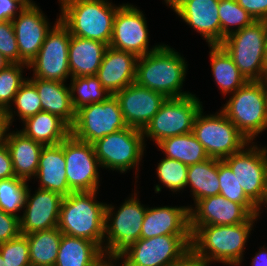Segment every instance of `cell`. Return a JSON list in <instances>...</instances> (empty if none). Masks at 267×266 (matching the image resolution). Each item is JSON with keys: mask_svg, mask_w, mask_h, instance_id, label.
I'll list each match as a JSON object with an SVG mask.
<instances>
[{"mask_svg": "<svg viewBox=\"0 0 267 266\" xmlns=\"http://www.w3.org/2000/svg\"><path fill=\"white\" fill-rule=\"evenodd\" d=\"M257 218V215H253L246 222L227 226H190L191 248L209 263L239 266Z\"/></svg>", "mask_w": 267, "mask_h": 266, "instance_id": "cell-1", "label": "cell"}, {"mask_svg": "<svg viewBox=\"0 0 267 266\" xmlns=\"http://www.w3.org/2000/svg\"><path fill=\"white\" fill-rule=\"evenodd\" d=\"M186 63L179 52L162 44L155 51L138 57L135 82L166 98L189 96L192 93L182 90L188 68Z\"/></svg>", "mask_w": 267, "mask_h": 266, "instance_id": "cell-2", "label": "cell"}, {"mask_svg": "<svg viewBox=\"0 0 267 266\" xmlns=\"http://www.w3.org/2000/svg\"><path fill=\"white\" fill-rule=\"evenodd\" d=\"M97 191L72 192L60 207L58 229L62 234L95 242L104 253L106 203L96 201Z\"/></svg>", "mask_w": 267, "mask_h": 266, "instance_id": "cell-3", "label": "cell"}, {"mask_svg": "<svg viewBox=\"0 0 267 266\" xmlns=\"http://www.w3.org/2000/svg\"><path fill=\"white\" fill-rule=\"evenodd\" d=\"M58 1L61 4L59 20L71 35L109 45L114 17L121 5H113L108 0Z\"/></svg>", "mask_w": 267, "mask_h": 266, "instance_id": "cell-4", "label": "cell"}, {"mask_svg": "<svg viewBox=\"0 0 267 266\" xmlns=\"http://www.w3.org/2000/svg\"><path fill=\"white\" fill-rule=\"evenodd\" d=\"M118 208L115 211L111 204L105 207L104 255L111 266L141 238L147 209L141 205L136 192Z\"/></svg>", "mask_w": 267, "mask_h": 266, "instance_id": "cell-5", "label": "cell"}, {"mask_svg": "<svg viewBox=\"0 0 267 266\" xmlns=\"http://www.w3.org/2000/svg\"><path fill=\"white\" fill-rule=\"evenodd\" d=\"M227 100L222 112L251 143L267 129V93L262 81H247Z\"/></svg>", "mask_w": 267, "mask_h": 266, "instance_id": "cell-6", "label": "cell"}, {"mask_svg": "<svg viewBox=\"0 0 267 266\" xmlns=\"http://www.w3.org/2000/svg\"><path fill=\"white\" fill-rule=\"evenodd\" d=\"M267 21H254L234 32L220 44L233 58L240 73L247 81H262Z\"/></svg>", "mask_w": 267, "mask_h": 266, "instance_id": "cell-7", "label": "cell"}, {"mask_svg": "<svg viewBox=\"0 0 267 266\" xmlns=\"http://www.w3.org/2000/svg\"><path fill=\"white\" fill-rule=\"evenodd\" d=\"M203 110L195 116L192 133L210 158L223 160L250 143L221 110L205 116Z\"/></svg>", "mask_w": 267, "mask_h": 266, "instance_id": "cell-8", "label": "cell"}, {"mask_svg": "<svg viewBox=\"0 0 267 266\" xmlns=\"http://www.w3.org/2000/svg\"><path fill=\"white\" fill-rule=\"evenodd\" d=\"M101 167L126 173L129 169L139 170L144 155L145 140L142 130L133 127L118 130L93 143Z\"/></svg>", "mask_w": 267, "mask_h": 266, "instance_id": "cell-9", "label": "cell"}, {"mask_svg": "<svg viewBox=\"0 0 267 266\" xmlns=\"http://www.w3.org/2000/svg\"><path fill=\"white\" fill-rule=\"evenodd\" d=\"M127 127L118 99L115 95H110L101 103L85 105L75 111L71 135L93 144L106 135Z\"/></svg>", "mask_w": 267, "mask_h": 266, "instance_id": "cell-10", "label": "cell"}, {"mask_svg": "<svg viewBox=\"0 0 267 266\" xmlns=\"http://www.w3.org/2000/svg\"><path fill=\"white\" fill-rule=\"evenodd\" d=\"M194 94L181 98H167L157 114L142 130L143 137L152 138L155 144L161 140L192 132L196 114L203 107Z\"/></svg>", "mask_w": 267, "mask_h": 266, "instance_id": "cell-11", "label": "cell"}, {"mask_svg": "<svg viewBox=\"0 0 267 266\" xmlns=\"http://www.w3.org/2000/svg\"><path fill=\"white\" fill-rule=\"evenodd\" d=\"M55 22L28 68H33L34 78L66 82V79L71 77L69 68L71 34L59 18Z\"/></svg>", "mask_w": 267, "mask_h": 266, "instance_id": "cell-12", "label": "cell"}, {"mask_svg": "<svg viewBox=\"0 0 267 266\" xmlns=\"http://www.w3.org/2000/svg\"><path fill=\"white\" fill-rule=\"evenodd\" d=\"M253 143L223 161L236 176L245 195L259 207L267 191V149Z\"/></svg>", "mask_w": 267, "mask_h": 266, "instance_id": "cell-13", "label": "cell"}, {"mask_svg": "<svg viewBox=\"0 0 267 266\" xmlns=\"http://www.w3.org/2000/svg\"><path fill=\"white\" fill-rule=\"evenodd\" d=\"M190 248L191 235L140 238L119 258L123 259L120 266H170Z\"/></svg>", "mask_w": 267, "mask_h": 266, "instance_id": "cell-14", "label": "cell"}, {"mask_svg": "<svg viewBox=\"0 0 267 266\" xmlns=\"http://www.w3.org/2000/svg\"><path fill=\"white\" fill-rule=\"evenodd\" d=\"M66 161L67 183L72 192L98 190L101 165L96 157L93 144L80 141L71 134L63 140Z\"/></svg>", "mask_w": 267, "mask_h": 266, "instance_id": "cell-15", "label": "cell"}, {"mask_svg": "<svg viewBox=\"0 0 267 266\" xmlns=\"http://www.w3.org/2000/svg\"><path fill=\"white\" fill-rule=\"evenodd\" d=\"M137 8L128 3L122 4L118 8L114 17L109 46L117 50L132 52L140 57L155 51L162 44L149 49L147 20Z\"/></svg>", "mask_w": 267, "mask_h": 266, "instance_id": "cell-16", "label": "cell"}, {"mask_svg": "<svg viewBox=\"0 0 267 266\" xmlns=\"http://www.w3.org/2000/svg\"><path fill=\"white\" fill-rule=\"evenodd\" d=\"M165 4L200 33L208 45L221 44L219 0H168Z\"/></svg>", "mask_w": 267, "mask_h": 266, "instance_id": "cell-17", "label": "cell"}, {"mask_svg": "<svg viewBox=\"0 0 267 266\" xmlns=\"http://www.w3.org/2000/svg\"><path fill=\"white\" fill-rule=\"evenodd\" d=\"M29 189L31 188L28 186L23 207L25 210L19 218L20 235L58 227L64 197L59 193L39 188L31 196Z\"/></svg>", "mask_w": 267, "mask_h": 266, "instance_id": "cell-18", "label": "cell"}, {"mask_svg": "<svg viewBox=\"0 0 267 266\" xmlns=\"http://www.w3.org/2000/svg\"><path fill=\"white\" fill-rule=\"evenodd\" d=\"M123 119L128 127L143 130L157 114L166 97L136 82L117 92Z\"/></svg>", "mask_w": 267, "mask_h": 266, "instance_id": "cell-19", "label": "cell"}, {"mask_svg": "<svg viewBox=\"0 0 267 266\" xmlns=\"http://www.w3.org/2000/svg\"><path fill=\"white\" fill-rule=\"evenodd\" d=\"M47 20L37 5L23 8L12 20L19 50V64L29 65L37 56L52 27Z\"/></svg>", "mask_w": 267, "mask_h": 266, "instance_id": "cell-20", "label": "cell"}, {"mask_svg": "<svg viewBox=\"0 0 267 266\" xmlns=\"http://www.w3.org/2000/svg\"><path fill=\"white\" fill-rule=\"evenodd\" d=\"M190 226L235 225L248 221L253 215L241 204L221 194L200 199L189 209Z\"/></svg>", "mask_w": 267, "mask_h": 266, "instance_id": "cell-21", "label": "cell"}, {"mask_svg": "<svg viewBox=\"0 0 267 266\" xmlns=\"http://www.w3.org/2000/svg\"><path fill=\"white\" fill-rule=\"evenodd\" d=\"M137 60L134 53L109 46L95 76L109 94L115 95L135 83Z\"/></svg>", "mask_w": 267, "mask_h": 266, "instance_id": "cell-22", "label": "cell"}, {"mask_svg": "<svg viewBox=\"0 0 267 266\" xmlns=\"http://www.w3.org/2000/svg\"><path fill=\"white\" fill-rule=\"evenodd\" d=\"M188 206H162L146 209L141 227V238L162 235H191Z\"/></svg>", "mask_w": 267, "mask_h": 266, "instance_id": "cell-23", "label": "cell"}, {"mask_svg": "<svg viewBox=\"0 0 267 266\" xmlns=\"http://www.w3.org/2000/svg\"><path fill=\"white\" fill-rule=\"evenodd\" d=\"M35 177L39 179V189L53 191L63 197L72 193L67 183L63 141L43 146Z\"/></svg>", "mask_w": 267, "mask_h": 266, "instance_id": "cell-24", "label": "cell"}, {"mask_svg": "<svg viewBox=\"0 0 267 266\" xmlns=\"http://www.w3.org/2000/svg\"><path fill=\"white\" fill-rule=\"evenodd\" d=\"M5 132L4 143L9 149L15 176L29 181L35 178L41 150L44 145L27 137L20 131ZM8 132V134H7Z\"/></svg>", "mask_w": 267, "mask_h": 266, "instance_id": "cell-25", "label": "cell"}, {"mask_svg": "<svg viewBox=\"0 0 267 266\" xmlns=\"http://www.w3.org/2000/svg\"><path fill=\"white\" fill-rule=\"evenodd\" d=\"M109 45L71 35L69 42V68L71 78L95 76Z\"/></svg>", "mask_w": 267, "mask_h": 266, "instance_id": "cell-26", "label": "cell"}, {"mask_svg": "<svg viewBox=\"0 0 267 266\" xmlns=\"http://www.w3.org/2000/svg\"><path fill=\"white\" fill-rule=\"evenodd\" d=\"M103 250L91 240L62 234L54 266H108Z\"/></svg>", "mask_w": 267, "mask_h": 266, "instance_id": "cell-27", "label": "cell"}, {"mask_svg": "<svg viewBox=\"0 0 267 266\" xmlns=\"http://www.w3.org/2000/svg\"><path fill=\"white\" fill-rule=\"evenodd\" d=\"M41 99L42 111L63 119L70 127L75 121V110L71 102L70 88L61 81H50L31 77Z\"/></svg>", "mask_w": 267, "mask_h": 266, "instance_id": "cell-28", "label": "cell"}, {"mask_svg": "<svg viewBox=\"0 0 267 266\" xmlns=\"http://www.w3.org/2000/svg\"><path fill=\"white\" fill-rule=\"evenodd\" d=\"M21 122L24 127L20 132L44 146L60 144L71 134V127L63 119L45 111Z\"/></svg>", "mask_w": 267, "mask_h": 266, "instance_id": "cell-29", "label": "cell"}, {"mask_svg": "<svg viewBox=\"0 0 267 266\" xmlns=\"http://www.w3.org/2000/svg\"><path fill=\"white\" fill-rule=\"evenodd\" d=\"M212 75L215 83L223 95L233 94L242 87L247 80L240 73L233 58L221 45H209Z\"/></svg>", "mask_w": 267, "mask_h": 266, "instance_id": "cell-30", "label": "cell"}, {"mask_svg": "<svg viewBox=\"0 0 267 266\" xmlns=\"http://www.w3.org/2000/svg\"><path fill=\"white\" fill-rule=\"evenodd\" d=\"M187 186L191 187L194 204L200 199L219 194L218 159L209 158L188 166Z\"/></svg>", "mask_w": 267, "mask_h": 266, "instance_id": "cell-31", "label": "cell"}, {"mask_svg": "<svg viewBox=\"0 0 267 266\" xmlns=\"http://www.w3.org/2000/svg\"><path fill=\"white\" fill-rule=\"evenodd\" d=\"M167 158L175 159L187 166L209 159L203 145L193 133L171 136L156 144Z\"/></svg>", "mask_w": 267, "mask_h": 266, "instance_id": "cell-32", "label": "cell"}, {"mask_svg": "<svg viewBox=\"0 0 267 266\" xmlns=\"http://www.w3.org/2000/svg\"><path fill=\"white\" fill-rule=\"evenodd\" d=\"M25 236L28 239L31 266H54L62 237L58 227Z\"/></svg>", "mask_w": 267, "mask_h": 266, "instance_id": "cell-33", "label": "cell"}, {"mask_svg": "<svg viewBox=\"0 0 267 266\" xmlns=\"http://www.w3.org/2000/svg\"><path fill=\"white\" fill-rule=\"evenodd\" d=\"M70 81L71 102L75 111L85 105L101 103L111 95L96 76L74 77Z\"/></svg>", "mask_w": 267, "mask_h": 266, "instance_id": "cell-34", "label": "cell"}, {"mask_svg": "<svg viewBox=\"0 0 267 266\" xmlns=\"http://www.w3.org/2000/svg\"><path fill=\"white\" fill-rule=\"evenodd\" d=\"M16 111L14 108H9L5 113V120L7 125L12 126L14 114L17 113L22 121L29 117L36 115L42 111L41 99L38 95L35 85L27 78V80L21 85L18 93L15 95L14 101Z\"/></svg>", "mask_w": 267, "mask_h": 266, "instance_id": "cell-35", "label": "cell"}, {"mask_svg": "<svg viewBox=\"0 0 267 266\" xmlns=\"http://www.w3.org/2000/svg\"><path fill=\"white\" fill-rule=\"evenodd\" d=\"M218 12L221 24V43L232 33L240 31L255 21L236 0H219Z\"/></svg>", "mask_w": 267, "mask_h": 266, "instance_id": "cell-36", "label": "cell"}, {"mask_svg": "<svg viewBox=\"0 0 267 266\" xmlns=\"http://www.w3.org/2000/svg\"><path fill=\"white\" fill-rule=\"evenodd\" d=\"M218 178L220 182L219 194L232 202L243 205L252 215L258 214V207L245 195L230 167L219 159Z\"/></svg>", "mask_w": 267, "mask_h": 266, "instance_id": "cell-37", "label": "cell"}, {"mask_svg": "<svg viewBox=\"0 0 267 266\" xmlns=\"http://www.w3.org/2000/svg\"><path fill=\"white\" fill-rule=\"evenodd\" d=\"M28 186L26 180L16 176L0 180V209L20 218L17 212L23 210Z\"/></svg>", "mask_w": 267, "mask_h": 266, "instance_id": "cell-38", "label": "cell"}, {"mask_svg": "<svg viewBox=\"0 0 267 266\" xmlns=\"http://www.w3.org/2000/svg\"><path fill=\"white\" fill-rule=\"evenodd\" d=\"M24 68L28 69V65L11 64L0 71V108L4 112L12 107L11 103H13L15 95L18 93L21 85L27 80L22 75Z\"/></svg>", "mask_w": 267, "mask_h": 266, "instance_id": "cell-39", "label": "cell"}, {"mask_svg": "<svg viewBox=\"0 0 267 266\" xmlns=\"http://www.w3.org/2000/svg\"><path fill=\"white\" fill-rule=\"evenodd\" d=\"M161 184L173 192L186 188L188 166L171 158H163L156 168Z\"/></svg>", "mask_w": 267, "mask_h": 266, "instance_id": "cell-40", "label": "cell"}, {"mask_svg": "<svg viewBox=\"0 0 267 266\" xmlns=\"http://www.w3.org/2000/svg\"><path fill=\"white\" fill-rule=\"evenodd\" d=\"M0 254L10 266H31L29 244L25 235L0 244Z\"/></svg>", "mask_w": 267, "mask_h": 266, "instance_id": "cell-41", "label": "cell"}, {"mask_svg": "<svg viewBox=\"0 0 267 266\" xmlns=\"http://www.w3.org/2000/svg\"><path fill=\"white\" fill-rule=\"evenodd\" d=\"M0 53L12 64H19V50L12 21H0Z\"/></svg>", "mask_w": 267, "mask_h": 266, "instance_id": "cell-42", "label": "cell"}, {"mask_svg": "<svg viewBox=\"0 0 267 266\" xmlns=\"http://www.w3.org/2000/svg\"><path fill=\"white\" fill-rule=\"evenodd\" d=\"M20 235L19 217L0 209V244L15 239Z\"/></svg>", "mask_w": 267, "mask_h": 266, "instance_id": "cell-43", "label": "cell"}, {"mask_svg": "<svg viewBox=\"0 0 267 266\" xmlns=\"http://www.w3.org/2000/svg\"><path fill=\"white\" fill-rule=\"evenodd\" d=\"M255 21H267V0H236Z\"/></svg>", "mask_w": 267, "mask_h": 266, "instance_id": "cell-44", "label": "cell"}, {"mask_svg": "<svg viewBox=\"0 0 267 266\" xmlns=\"http://www.w3.org/2000/svg\"><path fill=\"white\" fill-rule=\"evenodd\" d=\"M15 177L13 163L8 147L5 143L0 145V180Z\"/></svg>", "mask_w": 267, "mask_h": 266, "instance_id": "cell-45", "label": "cell"}, {"mask_svg": "<svg viewBox=\"0 0 267 266\" xmlns=\"http://www.w3.org/2000/svg\"><path fill=\"white\" fill-rule=\"evenodd\" d=\"M210 263L192 248L188 249L180 258L170 266H209Z\"/></svg>", "mask_w": 267, "mask_h": 266, "instance_id": "cell-46", "label": "cell"}, {"mask_svg": "<svg viewBox=\"0 0 267 266\" xmlns=\"http://www.w3.org/2000/svg\"><path fill=\"white\" fill-rule=\"evenodd\" d=\"M22 9L14 0H0V21H12Z\"/></svg>", "mask_w": 267, "mask_h": 266, "instance_id": "cell-47", "label": "cell"}, {"mask_svg": "<svg viewBox=\"0 0 267 266\" xmlns=\"http://www.w3.org/2000/svg\"><path fill=\"white\" fill-rule=\"evenodd\" d=\"M252 266H267V247L259 248V251L251 261Z\"/></svg>", "mask_w": 267, "mask_h": 266, "instance_id": "cell-48", "label": "cell"}, {"mask_svg": "<svg viewBox=\"0 0 267 266\" xmlns=\"http://www.w3.org/2000/svg\"><path fill=\"white\" fill-rule=\"evenodd\" d=\"M8 128L4 115H0V145L4 143L5 132Z\"/></svg>", "mask_w": 267, "mask_h": 266, "instance_id": "cell-49", "label": "cell"}, {"mask_svg": "<svg viewBox=\"0 0 267 266\" xmlns=\"http://www.w3.org/2000/svg\"><path fill=\"white\" fill-rule=\"evenodd\" d=\"M18 4H20L23 8H29V7H34L36 4L32 0H14Z\"/></svg>", "mask_w": 267, "mask_h": 266, "instance_id": "cell-50", "label": "cell"}, {"mask_svg": "<svg viewBox=\"0 0 267 266\" xmlns=\"http://www.w3.org/2000/svg\"><path fill=\"white\" fill-rule=\"evenodd\" d=\"M11 64L12 63L9 62V60L0 53V71L7 68Z\"/></svg>", "mask_w": 267, "mask_h": 266, "instance_id": "cell-51", "label": "cell"}, {"mask_svg": "<svg viewBox=\"0 0 267 266\" xmlns=\"http://www.w3.org/2000/svg\"><path fill=\"white\" fill-rule=\"evenodd\" d=\"M264 72H267V37H266L265 51H264Z\"/></svg>", "mask_w": 267, "mask_h": 266, "instance_id": "cell-52", "label": "cell"}, {"mask_svg": "<svg viewBox=\"0 0 267 266\" xmlns=\"http://www.w3.org/2000/svg\"><path fill=\"white\" fill-rule=\"evenodd\" d=\"M262 205H266L265 207H267V191H266V196L264 197V200H263V202L260 204V206L258 207V214H257V216L259 217L260 216V210L262 209Z\"/></svg>", "mask_w": 267, "mask_h": 266, "instance_id": "cell-53", "label": "cell"}, {"mask_svg": "<svg viewBox=\"0 0 267 266\" xmlns=\"http://www.w3.org/2000/svg\"><path fill=\"white\" fill-rule=\"evenodd\" d=\"M262 82L264 83L266 93H267V72H265V75L263 76Z\"/></svg>", "mask_w": 267, "mask_h": 266, "instance_id": "cell-54", "label": "cell"}, {"mask_svg": "<svg viewBox=\"0 0 267 266\" xmlns=\"http://www.w3.org/2000/svg\"><path fill=\"white\" fill-rule=\"evenodd\" d=\"M0 266H10L6 261L3 260L1 254H0Z\"/></svg>", "mask_w": 267, "mask_h": 266, "instance_id": "cell-55", "label": "cell"}, {"mask_svg": "<svg viewBox=\"0 0 267 266\" xmlns=\"http://www.w3.org/2000/svg\"><path fill=\"white\" fill-rule=\"evenodd\" d=\"M4 111L0 108V115H4Z\"/></svg>", "mask_w": 267, "mask_h": 266, "instance_id": "cell-56", "label": "cell"}]
</instances>
